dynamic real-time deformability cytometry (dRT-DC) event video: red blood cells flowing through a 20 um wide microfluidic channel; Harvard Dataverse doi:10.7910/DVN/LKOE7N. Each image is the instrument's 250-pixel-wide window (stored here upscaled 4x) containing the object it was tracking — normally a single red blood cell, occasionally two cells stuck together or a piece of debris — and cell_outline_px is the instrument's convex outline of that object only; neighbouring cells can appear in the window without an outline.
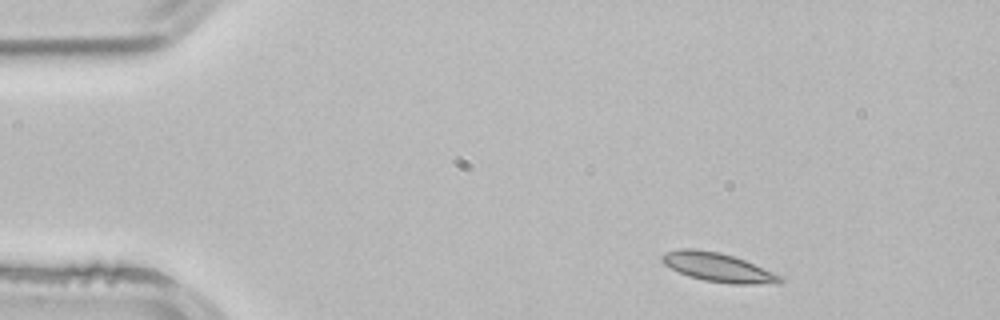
{"species": "common noctule bat (a hibernating species)", "species_latin": "Nyctalus noctula", "temperature_condition": "room temperature", "stored_images_in_passage": 49, "camera_frame_rate_fps": 3000, "um_per_image_px": 0.085, "animal": {"sex": "male", "body_mass_g": 21.5, "forearm_length_mm": 52.0}, "frame": {"image": 1, "passage_image": 4, "time_ms": 1.0, "image_size_px": [1000, 320], "cell_outline_px": [[784, 280], [780, 284], [732, 284], [704, 280], [688, 276], [664, 264], [660, 260], [660, 256], [668, 252], [680, 248], [696, 248], [720, 252], [744, 260], [784, 276]], "centroid_in_image_um": [61.07, 22.73], "position_along_channel_um": 23.9, "area_um2": 20.0}}
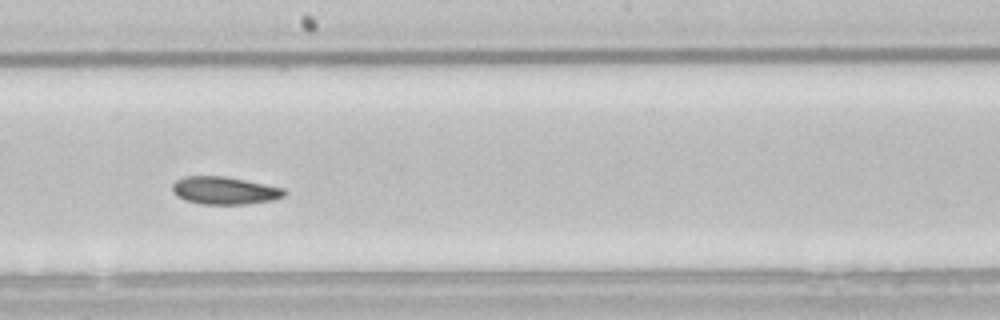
{"frame": {"image": 2, "passage_image": 26, "time_ms": 8.333, "image_size_px": [1000, 320], "cell_outline_px": [[288, 192], [284, 196], [272, 200], [244, 204], [200, 204], [184, 200], [176, 196], [172, 192], [172, 184], [176, 180], [184, 176], [224, 176], [284, 188]], "centroid_in_image_um": [19.05, 16.19], "position_along_channel_um": 229.2, "area_um2": 18.09}}
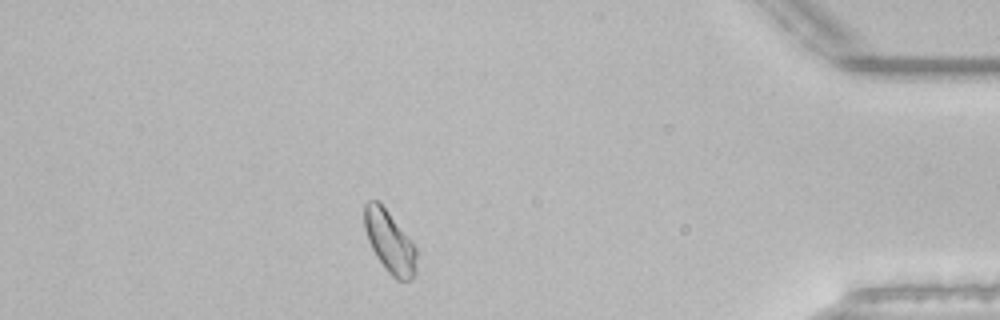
{"frame": {"image": 3, "passage_image": 43, "time_ms": 14.0, "image_size_px": [1000, 320], "cell_outline_px": [[416, 272], [412, 280], [396, 280], [384, 268], [376, 256], [368, 240], [364, 228], [364, 204], [368, 200], [376, 200], [388, 212], [416, 248]], "centroid_in_image_um": [33.1, 20.59], "position_along_channel_um": 402.1, "area_um2": 18.55}, "authors_computed_cell_mechanics": {"area_um2": 18.8428, "velocity_mm_per_s": 3.8314, "shape_relaxation_time_tau1_ms": 5.9698, "shape_relaxation_time_tau2_ms": 8.094, "deformation_change_tau1": 0.1154, "deformation_change_tau2": 0.1178}}